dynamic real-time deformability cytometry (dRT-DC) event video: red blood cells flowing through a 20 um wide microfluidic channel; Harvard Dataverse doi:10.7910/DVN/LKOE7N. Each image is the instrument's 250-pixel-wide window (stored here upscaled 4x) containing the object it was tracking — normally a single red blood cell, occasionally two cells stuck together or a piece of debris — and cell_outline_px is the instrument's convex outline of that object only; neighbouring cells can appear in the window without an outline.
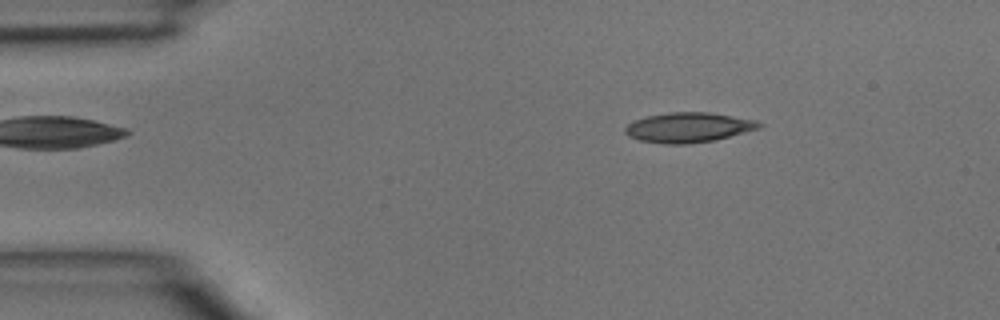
{"species": "common noctule bat (a hibernating species)", "species_latin": "Nyctalus noctula", "temperature_condition": "room temperature", "stored_images_in_passage": 44, "camera_frame_rate_fps": 3000, "um_per_image_px": 0.085, "animal": {"sex": "male", "body_mass_g": 15.6}, "frame": {"image": 1, "passage_image": 6, "time_ms": 1.667, "image_size_px": [1000, 320], "cell_outline_px": [[764, 124], [760, 128], [716, 140], [688, 144], [660, 144], [640, 140], [628, 136], [624, 132], [624, 128], [628, 124], [636, 120], [648, 116], [668, 112], [708, 112], [756, 120]], "centroid_in_image_um": [58.52, 10.84], "position_along_channel_um": 26.5, "area_um2": 23.41}}
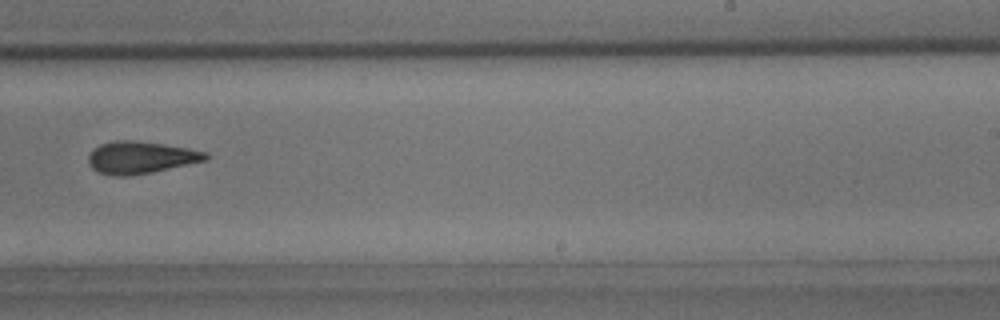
{"frame": {"image": 2, "passage_image": 27, "time_ms": 8.667, "image_size_px": [1000, 320], "cell_outline_px": [[212, 156], [208, 160], [152, 172], [128, 176], [112, 176], [100, 172], [92, 168], [88, 164], [88, 156], [100, 144], [112, 140], [136, 140], [188, 148], [208, 152]], "centroid_in_image_um": [11.99, 13.38], "position_along_channel_um": 277.0, "area_um2": 22.14}}
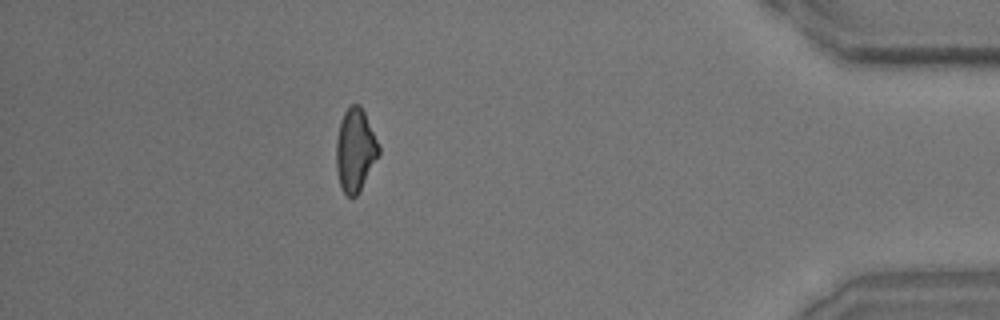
{"frame": {"image": 3, "passage_image": 39, "time_ms": 12.667, "image_size_px": [1000, 320], "cell_outline_px": [[380, 152], [356, 196], [352, 200], [340, 188], [336, 168], [336, 140], [340, 124], [344, 112], [352, 104], [360, 104], [364, 112], [380, 148]], "centroid_in_image_um": [30.17, 12.78], "position_along_channel_um": 405.0, "area_um2": 20.23}}